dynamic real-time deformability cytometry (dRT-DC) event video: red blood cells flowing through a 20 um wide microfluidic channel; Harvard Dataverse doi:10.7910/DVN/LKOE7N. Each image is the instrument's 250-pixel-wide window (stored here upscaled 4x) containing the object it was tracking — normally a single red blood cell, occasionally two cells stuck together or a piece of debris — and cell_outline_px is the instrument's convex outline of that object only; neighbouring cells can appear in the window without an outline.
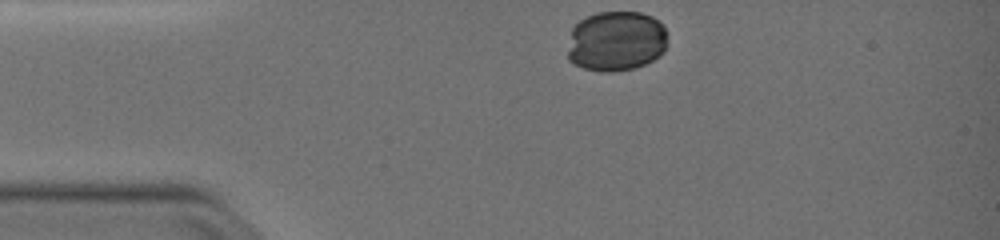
{"species": "common noctule bat (a hibernating species)", "species_latin": "Nyctalus noctula", "temperature_condition": "warm", "stored_images_in_passage": 35, "camera_frame_rate_fps": 3000, "um_per_image_px": 0.085, "animal": {"sex": "female", "body_mass_g": 19.0, "forearm_length_mm": 51.5}, "frame": {"image": 1, "passage_image": 1, "time_ms": 0.0, "image_size_px": [1000, 240], "cell_outline_px": [[668, 44], [664, 52], [660, 56], [636, 68], [612, 72], [600, 72], [584, 68], [568, 60], [568, 52], [572, 28], [580, 20], [596, 12], [640, 12], [652, 16], [660, 20], [664, 24], [668, 32]], "centroid_in_image_um": [52.44, 3.49], "position_along_channel_um": 32.6, "area_um2": 35.66}}
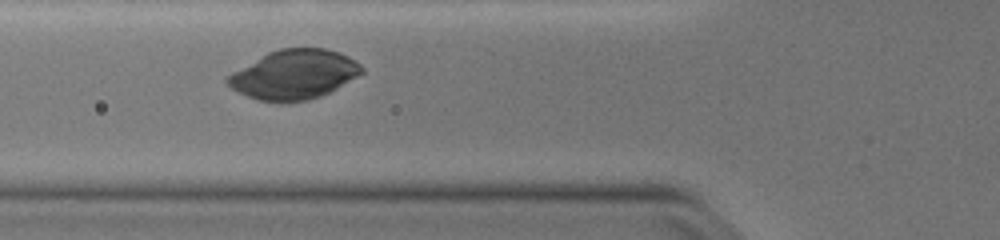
{"frame": {"image": 2, "passage_image": 10, "time_ms": 3.0, "image_size_px": [1000, 240], "cell_outline_px": [[364, 72], [336, 88], [320, 96], [308, 100], [280, 104], [256, 100], [232, 88], [224, 80], [224, 76], [268, 52], [280, 48], [324, 48], [340, 52], [348, 56], [360, 64], [364, 68]], "centroid_in_image_um": [24.96, 6.35], "position_along_channel_um": 100.8, "area_um2": 38.84}}